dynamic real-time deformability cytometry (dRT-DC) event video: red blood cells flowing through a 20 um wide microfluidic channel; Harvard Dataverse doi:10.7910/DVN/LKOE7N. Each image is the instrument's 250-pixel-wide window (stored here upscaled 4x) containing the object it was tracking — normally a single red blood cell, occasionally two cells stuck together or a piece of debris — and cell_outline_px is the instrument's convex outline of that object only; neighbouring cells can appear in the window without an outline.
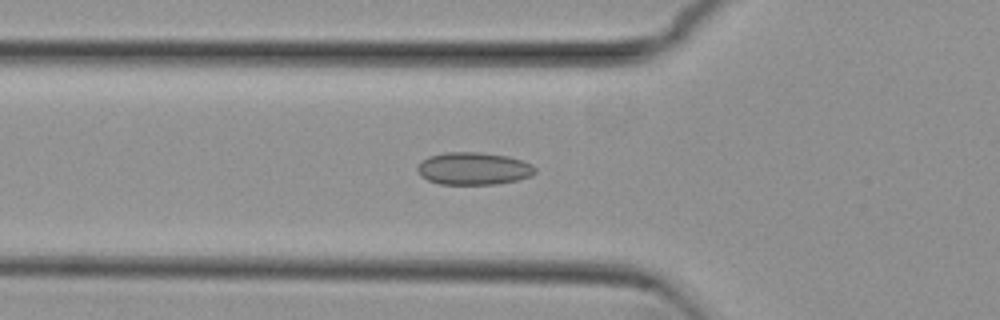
{"species": "common noctule bat (a hibernating species)", "species_latin": "Nyctalus noctula", "temperature_condition": "cold", "stored_images_in_passage": 54, "camera_frame_rate_fps": 3000, "um_per_image_px": 0.085, "animal": {"sex": "female", "body_mass_g": 29.2, "forearm_length_mm": 56.3}, "frame": {"image": 1, "passage_image": 19, "time_ms": 6.0, "image_size_px": [1000, 320], "cell_outline_px": [[536, 172], [532, 176], [516, 180], [496, 184], [440, 184], [428, 180], [420, 176], [416, 168], [428, 156], [444, 152], [480, 152], [508, 156], [532, 164], [536, 168]], "centroid_in_image_um": [40.26, 14.32], "position_along_channel_um": 85.5, "area_um2": 22.31}}
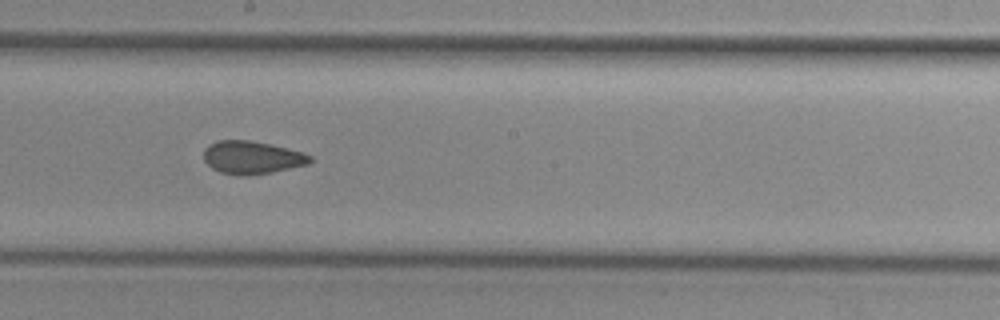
{"frame": {"image": 2, "passage_image": 30, "time_ms": 9.667, "image_size_px": [1000, 320], "cell_outline_px": [[312, 160], [308, 164], [272, 172], [248, 176], [236, 176], [220, 172], [212, 168], [204, 160], [204, 148], [208, 144], [216, 140], [252, 140], [272, 144], [300, 152], [312, 156]], "centroid_in_image_um": [21.38, 13.38], "position_along_channel_um": 226.8, "area_um2": 20.58}}
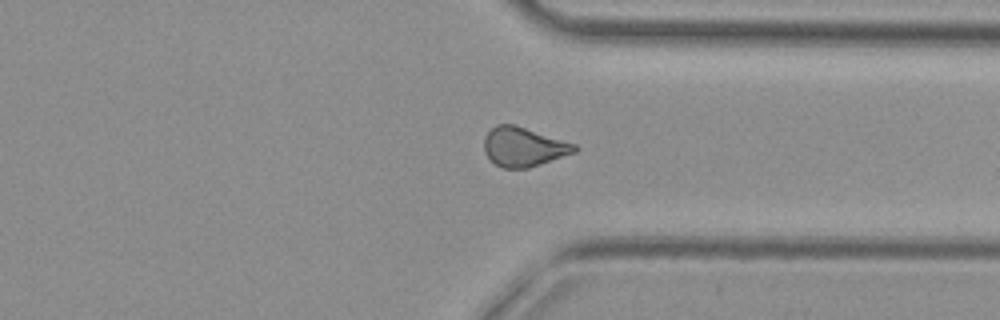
{"frame": {"image": 3, "passage_image": 41, "time_ms": 13.333, "image_size_px": [1000, 320], "cell_outline_px": [[580, 148], [576, 152], [528, 168], [504, 168], [496, 164], [484, 152], [484, 136], [496, 124], [516, 124], [576, 144]], "centroid_in_image_um": [44.52, 12.46], "position_along_channel_um": 366.9, "area_um2": 20.75}, "authors_computed_cell_mechanics": {"area_um2": 21.1548, "velocity_mm_per_s": 3.8367, "shape_relaxation_time_tau1_ms": null, "shape_relaxation_time_tau2_ms": 2.0086, "deformation_change_tau1": null, "deformation_change_tau2": 0.0836}}